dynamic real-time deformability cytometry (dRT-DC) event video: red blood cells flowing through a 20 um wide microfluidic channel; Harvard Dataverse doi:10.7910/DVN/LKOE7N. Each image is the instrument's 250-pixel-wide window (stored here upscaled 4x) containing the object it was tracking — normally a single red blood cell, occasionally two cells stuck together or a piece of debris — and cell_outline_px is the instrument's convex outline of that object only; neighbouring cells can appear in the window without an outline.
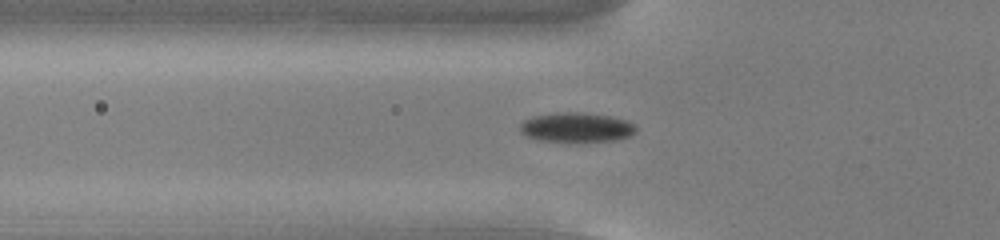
{"species": "common noctule bat (a hibernating species)", "species_latin": "Nyctalus noctula", "temperature_condition": "cold", "stored_images_in_passage": 56, "camera_frame_rate_fps": 3000, "um_per_image_px": 0.085, "animal": {"sex": "male", "body_mass_g": 13.0, "forearm_length_mm": 53.1}, "frame": {"image": 1, "passage_image": 20, "time_ms": 6.333, "image_size_px": [1000, 240], "cell_outline_px": [[636, 132], [632, 136], [616, 140], [576, 144], [540, 140], [528, 136], [520, 132], [520, 124], [524, 120], [532, 116], [564, 112], [580, 112], [612, 116], [628, 120], [636, 124]], "centroid_in_image_um": [49.06, 10.86], "position_along_channel_um": 76.7, "area_um2": 20.81}}
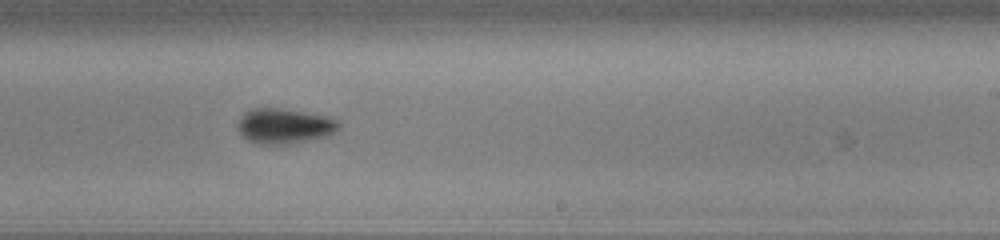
{"frame": {"image": 2, "passage_image": 35, "time_ms": 11.333, "image_size_px": [1000, 240], "cell_outline_px": [[340, 128], [328, 136], [288, 144], [260, 144], [248, 140], [236, 128], [236, 124], [244, 112], [252, 108], [276, 108], [304, 112], [324, 116], [336, 120], [340, 124]], "centroid_in_image_um": [24.14, 10.71], "position_along_channel_um": 264.9, "area_um2": 20.58}}
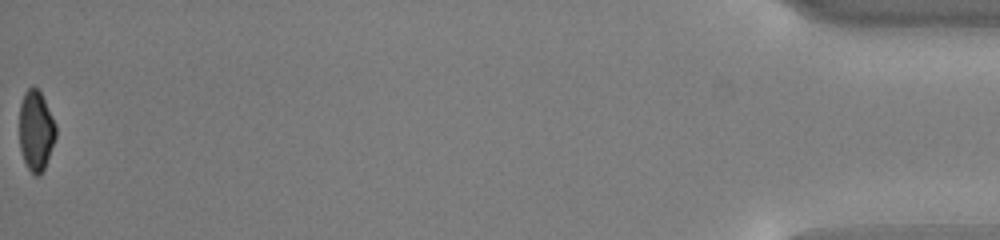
{"frame": {"image": 3, "passage_image": 56, "time_ms": 18.333, "image_size_px": [1000, 240], "cell_outline_px": [[56, 136], [44, 168], [40, 176], [36, 176], [28, 168], [24, 160], [20, 148], [20, 104], [24, 92], [32, 84], [40, 92], [56, 124]], "centroid_in_image_um": [3.05, 11.09], "position_along_channel_um": 432.1, "area_um2": 16.88}, "authors_computed_cell_mechanics": {"area_um2": 19.1029, "velocity_mm_per_s": 3.7635, "shape_relaxation_time_tau1_ms": 2.6579, "shape_relaxation_time_tau2_ms": null, "deformation_change_tau1": 0.1091, "deformation_change_tau2": null}}